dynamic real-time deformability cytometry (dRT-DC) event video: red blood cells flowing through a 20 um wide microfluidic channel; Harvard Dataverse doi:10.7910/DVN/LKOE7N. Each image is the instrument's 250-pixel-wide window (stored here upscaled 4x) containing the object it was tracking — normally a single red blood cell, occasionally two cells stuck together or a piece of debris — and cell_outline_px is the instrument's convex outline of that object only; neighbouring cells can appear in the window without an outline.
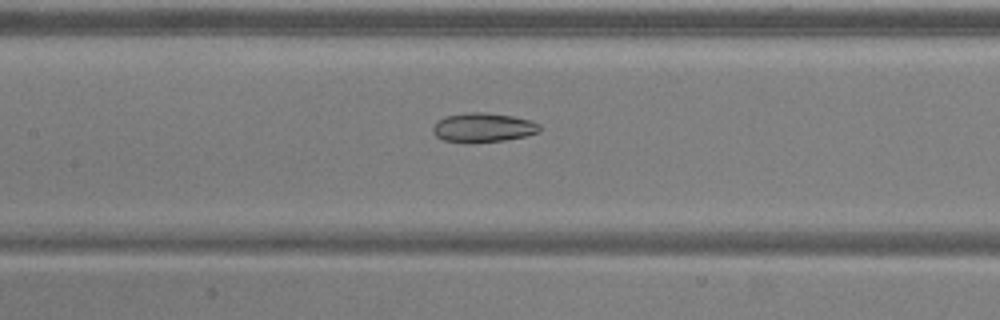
{"species": "common noctule bat (a hibernating species)", "species_latin": "Nyctalus noctula", "temperature_condition": "warm", "stored_images_in_passage": 41, "camera_frame_rate_fps": 3000, "um_per_image_px": 0.085, "animal": {"sex": "male", "body_mass_g": 20.5, "forearm_length_mm": 52.5}, "frame": {"image": 1, "passage_image": 12, "time_ms": 3.667, "image_size_px": [1000, 320], "cell_outline_px": [[540, 132], [508, 140], [472, 144], [464, 144], [444, 140], [436, 136], [432, 132], [432, 128], [436, 120], [444, 116], [472, 112], [488, 112], [512, 116], [528, 120], [540, 124]], "centroid_in_image_um": [41.02, 10.86], "position_along_channel_um": 166.4, "area_um2": 18.67}}
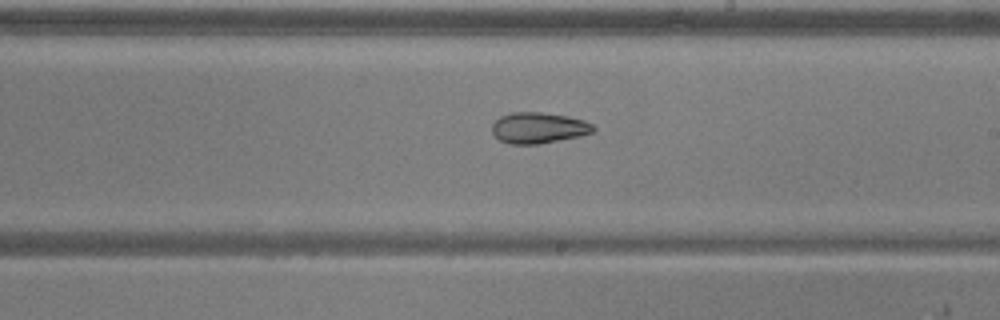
{"frame": {"image": 2, "passage_image": 18, "time_ms": 5.667, "image_size_px": [1000, 320], "cell_outline_px": [[596, 128], [592, 132], [576, 136], [540, 144], [508, 144], [500, 140], [492, 132], [492, 124], [500, 116], [512, 112], [544, 112], [568, 116], [584, 120], [592, 124]], "centroid_in_image_um": [45.75, 10.86], "position_along_channel_um": 243.3, "area_um2": 18.21}}
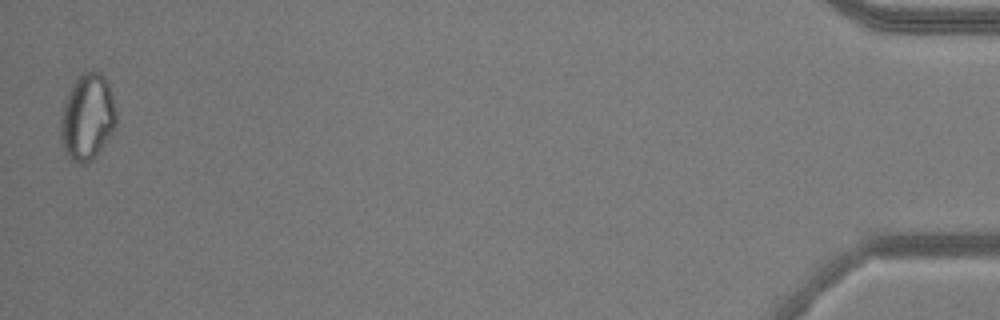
{"frame": {"image": 3, "passage_image": 40, "time_ms": 13.0, "image_size_px": [1000, 320], "cell_outline_px": [[116, 128], [96, 156], [92, 160], [84, 164], [72, 164], [64, 152], [60, 140], [60, 116], [64, 100], [72, 84], [80, 72], [104, 72], [108, 80], [116, 112]], "centroid_in_image_um": [7.41, 9.97], "position_along_channel_um": 427.8, "area_um2": 28.84}, "authors_computed_cell_mechanics": {"area_um2": 20.519, "velocity_mm_per_s": 3.8606, "shape_relaxation_time_tau1_ms": null, "shape_relaxation_time_tau2_ms": 7.0688, "deformation_change_tau1": null, "deformation_change_tau2": 0.141}}